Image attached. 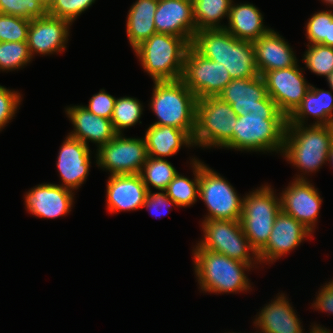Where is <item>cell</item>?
<instances>
[{
  "instance_id": "ba28073f",
  "label": "cell",
  "mask_w": 333,
  "mask_h": 333,
  "mask_svg": "<svg viewBox=\"0 0 333 333\" xmlns=\"http://www.w3.org/2000/svg\"><path fill=\"white\" fill-rule=\"evenodd\" d=\"M237 115L231 105L218 96L196 102L194 147L222 148L232 137Z\"/></svg>"
},
{
  "instance_id": "74e56055",
  "label": "cell",
  "mask_w": 333,
  "mask_h": 333,
  "mask_svg": "<svg viewBox=\"0 0 333 333\" xmlns=\"http://www.w3.org/2000/svg\"><path fill=\"white\" fill-rule=\"evenodd\" d=\"M29 19L0 13V42L27 41Z\"/></svg>"
},
{
  "instance_id": "e575fe53",
  "label": "cell",
  "mask_w": 333,
  "mask_h": 333,
  "mask_svg": "<svg viewBox=\"0 0 333 333\" xmlns=\"http://www.w3.org/2000/svg\"><path fill=\"white\" fill-rule=\"evenodd\" d=\"M302 61L308 70L326 78L333 71V47L323 44L307 45Z\"/></svg>"
},
{
  "instance_id": "44dd1931",
  "label": "cell",
  "mask_w": 333,
  "mask_h": 333,
  "mask_svg": "<svg viewBox=\"0 0 333 333\" xmlns=\"http://www.w3.org/2000/svg\"><path fill=\"white\" fill-rule=\"evenodd\" d=\"M65 112L74 127L68 135L80 140L88 147L91 141L98 149L117 135L110 119L97 116L82 105L68 106Z\"/></svg>"
},
{
  "instance_id": "f6af8a7d",
  "label": "cell",
  "mask_w": 333,
  "mask_h": 333,
  "mask_svg": "<svg viewBox=\"0 0 333 333\" xmlns=\"http://www.w3.org/2000/svg\"><path fill=\"white\" fill-rule=\"evenodd\" d=\"M326 126L328 127L332 140H333V117L330 118V120Z\"/></svg>"
},
{
  "instance_id": "4316f807",
  "label": "cell",
  "mask_w": 333,
  "mask_h": 333,
  "mask_svg": "<svg viewBox=\"0 0 333 333\" xmlns=\"http://www.w3.org/2000/svg\"><path fill=\"white\" fill-rule=\"evenodd\" d=\"M332 93V89L328 91L311 85L303 101L287 118V124L308 125V118L312 116L316 121L309 125H327L333 117Z\"/></svg>"
},
{
  "instance_id": "60d3db41",
  "label": "cell",
  "mask_w": 333,
  "mask_h": 333,
  "mask_svg": "<svg viewBox=\"0 0 333 333\" xmlns=\"http://www.w3.org/2000/svg\"><path fill=\"white\" fill-rule=\"evenodd\" d=\"M174 205L177 207V204L167 196L165 191L154 193L149 191L143 203L142 209L146 208L152 216L157 218L158 216L163 217L166 215L168 210L172 209L171 207Z\"/></svg>"
},
{
  "instance_id": "3957f363",
  "label": "cell",
  "mask_w": 333,
  "mask_h": 333,
  "mask_svg": "<svg viewBox=\"0 0 333 333\" xmlns=\"http://www.w3.org/2000/svg\"><path fill=\"white\" fill-rule=\"evenodd\" d=\"M194 247L193 268L203 293L236 294L252 290L245 272L252 269L249 264L203 249L198 243Z\"/></svg>"
},
{
  "instance_id": "6da1fadb",
  "label": "cell",
  "mask_w": 333,
  "mask_h": 333,
  "mask_svg": "<svg viewBox=\"0 0 333 333\" xmlns=\"http://www.w3.org/2000/svg\"><path fill=\"white\" fill-rule=\"evenodd\" d=\"M287 118L268 96L245 116H238L233 137L222 147L237 151L282 153Z\"/></svg>"
},
{
  "instance_id": "cb8c5ba5",
  "label": "cell",
  "mask_w": 333,
  "mask_h": 333,
  "mask_svg": "<svg viewBox=\"0 0 333 333\" xmlns=\"http://www.w3.org/2000/svg\"><path fill=\"white\" fill-rule=\"evenodd\" d=\"M218 97L230 104L237 116H245L257 108L259 100H265L268 93L263 77L259 75L231 80Z\"/></svg>"
},
{
  "instance_id": "83f0119b",
  "label": "cell",
  "mask_w": 333,
  "mask_h": 333,
  "mask_svg": "<svg viewBox=\"0 0 333 333\" xmlns=\"http://www.w3.org/2000/svg\"><path fill=\"white\" fill-rule=\"evenodd\" d=\"M158 0H136L128 10L126 33L134 50L143 41L156 34L155 13Z\"/></svg>"
},
{
  "instance_id": "9c48e42d",
  "label": "cell",
  "mask_w": 333,
  "mask_h": 333,
  "mask_svg": "<svg viewBox=\"0 0 333 333\" xmlns=\"http://www.w3.org/2000/svg\"><path fill=\"white\" fill-rule=\"evenodd\" d=\"M201 223L204 235L197 243L203 249L247 263L252 268L260 264L257 252L244 235L240 220H204Z\"/></svg>"
},
{
  "instance_id": "ac0fdd59",
  "label": "cell",
  "mask_w": 333,
  "mask_h": 333,
  "mask_svg": "<svg viewBox=\"0 0 333 333\" xmlns=\"http://www.w3.org/2000/svg\"><path fill=\"white\" fill-rule=\"evenodd\" d=\"M91 150L78 139L66 136L59 149L56 166L62 187L75 192L86 182L91 167Z\"/></svg>"
},
{
  "instance_id": "f1b7e54d",
  "label": "cell",
  "mask_w": 333,
  "mask_h": 333,
  "mask_svg": "<svg viewBox=\"0 0 333 333\" xmlns=\"http://www.w3.org/2000/svg\"><path fill=\"white\" fill-rule=\"evenodd\" d=\"M190 167L194 178L190 179L184 175L178 174L168 184L165 192L176 204L177 207H190L195 204L199 198V179H200V160L192 157Z\"/></svg>"
},
{
  "instance_id": "d4e9b609",
  "label": "cell",
  "mask_w": 333,
  "mask_h": 333,
  "mask_svg": "<svg viewBox=\"0 0 333 333\" xmlns=\"http://www.w3.org/2000/svg\"><path fill=\"white\" fill-rule=\"evenodd\" d=\"M264 16L252 3H234L232 0L225 30L235 38L254 42L271 28L263 23Z\"/></svg>"
},
{
  "instance_id": "7dc6e473",
  "label": "cell",
  "mask_w": 333,
  "mask_h": 333,
  "mask_svg": "<svg viewBox=\"0 0 333 333\" xmlns=\"http://www.w3.org/2000/svg\"><path fill=\"white\" fill-rule=\"evenodd\" d=\"M326 6L333 8V0H321Z\"/></svg>"
},
{
  "instance_id": "5bb4252c",
  "label": "cell",
  "mask_w": 333,
  "mask_h": 333,
  "mask_svg": "<svg viewBox=\"0 0 333 333\" xmlns=\"http://www.w3.org/2000/svg\"><path fill=\"white\" fill-rule=\"evenodd\" d=\"M311 181L293 179L281 192V209L314 233L323 199Z\"/></svg>"
},
{
  "instance_id": "1f68e13d",
  "label": "cell",
  "mask_w": 333,
  "mask_h": 333,
  "mask_svg": "<svg viewBox=\"0 0 333 333\" xmlns=\"http://www.w3.org/2000/svg\"><path fill=\"white\" fill-rule=\"evenodd\" d=\"M143 104L135 97L124 96L116 98L111 122L117 134L135 126L143 114Z\"/></svg>"
},
{
  "instance_id": "7a4b0ae2",
  "label": "cell",
  "mask_w": 333,
  "mask_h": 333,
  "mask_svg": "<svg viewBox=\"0 0 333 333\" xmlns=\"http://www.w3.org/2000/svg\"><path fill=\"white\" fill-rule=\"evenodd\" d=\"M191 46L203 57L221 63L233 79L259 76L253 42L235 38L225 29H202Z\"/></svg>"
},
{
  "instance_id": "ffe728a7",
  "label": "cell",
  "mask_w": 333,
  "mask_h": 333,
  "mask_svg": "<svg viewBox=\"0 0 333 333\" xmlns=\"http://www.w3.org/2000/svg\"><path fill=\"white\" fill-rule=\"evenodd\" d=\"M148 192L140 174L109 175L106 209L111 214L142 209Z\"/></svg>"
},
{
  "instance_id": "ab89813d",
  "label": "cell",
  "mask_w": 333,
  "mask_h": 333,
  "mask_svg": "<svg viewBox=\"0 0 333 333\" xmlns=\"http://www.w3.org/2000/svg\"><path fill=\"white\" fill-rule=\"evenodd\" d=\"M115 101L116 97L107 93L105 89H100L98 93L92 95L88 105L82 106L97 116L111 120Z\"/></svg>"
},
{
  "instance_id": "30bf717a",
  "label": "cell",
  "mask_w": 333,
  "mask_h": 333,
  "mask_svg": "<svg viewBox=\"0 0 333 333\" xmlns=\"http://www.w3.org/2000/svg\"><path fill=\"white\" fill-rule=\"evenodd\" d=\"M199 198L208 210L204 220H240L244 196L221 174L200 160Z\"/></svg>"
},
{
  "instance_id": "484cf974",
  "label": "cell",
  "mask_w": 333,
  "mask_h": 333,
  "mask_svg": "<svg viewBox=\"0 0 333 333\" xmlns=\"http://www.w3.org/2000/svg\"><path fill=\"white\" fill-rule=\"evenodd\" d=\"M147 155L153 158L174 156L182 146L194 147L192 137L176 127L151 124L144 136Z\"/></svg>"
},
{
  "instance_id": "f35d334b",
  "label": "cell",
  "mask_w": 333,
  "mask_h": 333,
  "mask_svg": "<svg viewBox=\"0 0 333 333\" xmlns=\"http://www.w3.org/2000/svg\"><path fill=\"white\" fill-rule=\"evenodd\" d=\"M21 101L22 95L19 91L0 85V132L14 119Z\"/></svg>"
},
{
  "instance_id": "7c38bea8",
  "label": "cell",
  "mask_w": 333,
  "mask_h": 333,
  "mask_svg": "<svg viewBox=\"0 0 333 333\" xmlns=\"http://www.w3.org/2000/svg\"><path fill=\"white\" fill-rule=\"evenodd\" d=\"M181 79L197 100L218 96L232 80L223 64L203 57L192 46L187 50Z\"/></svg>"
},
{
  "instance_id": "e0dca14e",
  "label": "cell",
  "mask_w": 333,
  "mask_h": 333,
  "mask_svg": "<svg viewBox=\"0 0 333 333\" xmlns=\"http://www.w3.org/2000/svg\"><path fill=\"white\" fill-rule=\"evenodd\" d=\"M59 184L42 183L31 188L24 195L25 209L29 214L45 219L68 215L74 203V194Z\"/></svg>"
},
{
  "instance_id": "8d00e7d4",
  "label": "cell",
  "mask_w": 333,
  "mask_h": 333,
  "mask_svg": "<svg viewBox=\"0 0 333 333\" xmlns=\"http://www.w3.org/2000/svg\"><path fill=\"white\" fill-rule=\"evenodd\" d=\"M96 0H48V15L66 19L73 24Z\"/></svg>"
},
{
  "instance_id": "9a60e30c",
  "label": "cell",
  "mask_w": 333,
  "mask_h": 333,
  "mask_svg": "<svg viewBox=\"0 0 333 333\" xmlns=\"http://www.w3.org/2000/svg\"><path fill=\"white\" fill-rule=\"evenodd\" d=\"M309 237H314L310 230L281 210L275 219L267 244L257 253L259 263H274Z\"/></svg>"
},
{
  "instance_id": "8992f818",
  "label": "cell",
  "mask_w": 333,
  "mask_h": 333,
  "mask_svg": "<svg viewBox=\"0 0 333 333\" xmlns=\"http://www.w3.org/2000/svg\"><path fill=\"white\" fill-rule=\"evenodd\" d=\"M190 46L185 38L156 33L133 51L144 72L153 81L178 80L182 78L185 56Z\"/></svg>"
},
{
  "instance_id": "5b68a950",
  "label": "cell",
  "mask_w": 333,
  "mask_h": 333,
  "mask_svg": "<svg viewBox=\"0 0 333 333\" xmlns=\"http://www.w3.org/2000/svg\"><path fill=\"white\" fill-rule=\"evenodd\" d=\"M150 109L157 116L152 124L176 127L193 137L195 131V94L182 79L153 81Z\"/></svg>"
},
{
  "instance_id": "52a82bcc",
  "label": "cell",
  "mask_w": 333,
  "mask_h": 333,
  "mask_svg": "<svg viewBox=\"0 0 333 333\" xmlns=\"http://www.w3.org/2000/svg\"><path fill=\"white\" fill-rule=\"evenodd\" d=\"M281 210L280 194L276 195L268 183L245 193L240 222L244 235L257 253L267 244Z\"/></svg>"
},
{
  "instance_id": "836d02e7",
  "label": "cell",
  "mask_w": 333,
  "mask_h": 333,
  "mask_svg": "<svg viewBox=\"0 0 333 333\" xmlns=\"http://www.w3.org/2000/svg\"><path fill=\"white\" fill-rule=\"evenodd\" d=\"M27 41L0 42V71H15L32 60Z\"/></svg>"
},
{
  "instance_id": "b9f144b4",
  "label": "cell",
  "mask_w": 333,
  "mask_h": 333,
  "mask_svg": "<svg viewBox=\"0 0 333 333\" xmlns=\"http://www.w3.org/2000/svg\"><path fill=\"white\" fill-rule=\"evenodd\" d=\"M319 288L316 299L313 301L312 307L314 310H319L324 313L333 314V279L330 282Z\"/></svg>"
},
{
  "instance_id": "ee69618b",
  "label": "cell",
  "mask_w": 333,
  "mask_h": 333,
  "mask_svg": "<svg viewBox=\"0 0 333 333\" xmlns=\"http://www.w3.org/2000/svg\"><path fill=\"white\" fill-rule=\"evenodd\" d=\"M329 88L333 90V71L326 77Z\"/></svg>"
},
{
  "instance_id": "d6986e66",
  "label": "cell",
  "mask_w": 333,
  "mask_h": 333,
  "mask_svg": "<svg viewBox=\"0 0 333 333\" xmlns=\"http://www.w3.org/2000/svg\"><path fill=\"white\" fill-rule=\"evenodd\" d=\"M156 33L185 38L192 44L197 32L192 0H158L155 13Z\"/></svg>"
},
{
  "instance_id": "bcb514c9",
  "label": "cell",
  "mask_w": 333,
  "mask_h": 333,
  "mask_svg": "<svg viewBox=\"0 0 333 333\" xmlns=\"http://www.w3.org/2000/svg\"><path fill=\"white\" fill-rule=\"evenodd\" d=\"M328 163L331 164V166L333 167V146L331 147V150L328 155Z\"/></svg>"
},
{
  "instance_id": "603a6c76",
  "label": "cell",
  "mask_w": 333,
  "mask_h": 333,
  "mask_svg": "<svg viewBox=\"0 0 333 333\" xmlns=\"http://www.w3.org/2000/svg\"><path fill=\"white\" fill-rule=\"evenodd\" d=\"M254 318L259 333H305L292 304L283 293L267 303Z\"/></svg>"
},
{
  "instance_id": "7402d4cb",
  "label": "cell",
  "mask_w": 333,
  "mask_h": 333,
  "mask_svg": "<svg viewBox=\"0 0 333 333\" xmlns=\"http://www.w3.org/2000/svg\"><path fill=\"white\" fill-rule=\"evenodd\" d=\"M253 44L256 66L261 76L271 70L296 66L299 62L293 48L272 28Z\"/></svg>"
},
{
  "instance_id": "f546056e",
  "label": "cell",
  "mask_w": 333,
  "mask_h": 333,
  "mask_svg": "<svg viewBox=\"0 0 333 333\" xmlns=\"http://www.w3.org/2000/svg\"><path fill=\"white\" fill-rule=\"evenodd\" d=\"M193 16L197 31L224 29V17L228 20L232 0H192Z\"/></svg>"
},
{
  "instance_id": "2e32d148",
  "label": "cell",
  "mask_w": 333,
  "mask_h": 333,
  "mask_svg": "<svg viewBox=\"0 0 333 333\" xmlns=\"http://www.w3.org/2000/svg\"><path fill=\"white\" fill-rule=\"evenodd\" d=\"M72 23L66 19L46 15L30 21L27 44L34 55H53L64 52Z\"/></svg>"
},
{
  "instance_id": "4fadbf2b",
  "label": "cell",
  "mask_w": 333,
  "mask_h": 333,
  "mask_svg": "<svg viewBox=\"0 0 333 333\" xmlns=\"http://www.w3.org/2000/svg\"><path fill=\"white\" fill-rule=\"evenodd\" d=\"M303 70L298 63L296 66L271 70L262 75L268 96L286 118L300 105L310 89L311 84L307 83Z\"/></svg>"
},
{
  "instance_id": "7bdbcfd3",
  "label": "cell",
  "mask_w": 333,
  "mask_h": 333,
  "mask_svg": "<svg viewBox=\"0 0 333 333\" xmlns=\"http://www.w3.org/2000/svg\"><path fill=\"white\" fill-rule=\"evenodd\" d=\"M310 327L312 328L309 333H331L329 329L327 330V328L320 326V324L315 323Z\"/></svg>"
},
{
  "instance_id": "d590c367",
  "label": "cell",
  "mask_w": 333,
  "mask_h": 333,
  "mask_svg": "<svg viewBox=\"0 0 333 333\" xmlns=\"http://www.w3.org/2000/svg\"><path fill=\"white\" fill-rule=\"evenodd\" d=\"M0 13L25 19H37L48 14V0H0Z\"/></svg>"
},
{
  "instance_id": "277c9868",
  "label": "cell",
  "mask_w": 333,
  "mask_h": 333,
  "mask_svg": "<svg viewBox=\"0 0 333 333\" xmlns=\"http://www.w3.org/2000/svg\"><path fill=\"white\" fill-rule=\"evenodd\" d=\"M332 146L333 140L326 125L287 124L281 155L302 172L294 179L307 180L309 173H316L328 163Z\"/></svg>"
},
{
  "instance_id": "4dcf8cb0",
  "label": "cell",
  "mask_w": 333,
  "mask_h": 333,
  "mask_svg": "<svg viewBox=\"0 0 333 333\" xmlns=\"http://www.w3.org/2000/svg\"><path fill=\"white\" fill-rule=\"evenodd\" d=\"M177 174L178 171L167 159L149 156L140 172L148 191H151V186L156 190L165 191L168 184Z\"/></svg>"
},
{
  "instance_id": "8fae6325",
  "label": "cell",
  "mask_w": 333,
  "mask_h": 333,
  "mask_svg": "<svg viewBox=\"0 0 333 333\" xmlns=\"http://www.w3.org/2000/svg\"><path fill=\"white\" fill-rule=\"evenodd\" d=\"M96 165L110 175L140 174L147 160L144 137L117 134L111 141L96 149Z\"/></svg>"
},
{
  "instance_id": "d6a6232c",
  "label": "cell",
  "mask_w": 333,
  "mask_h": 333,
  "mask_svg": "<svg viewBox=\"0 0 333 333\" xmlns=\"http://www.w3.org/2000/svg\"><path fill=\"white\" fill-rule=\"evenodd\" d=\"M308 44H323L333 47V10L315 12L306 22Z\"/></svg>"
}]
</instances>
